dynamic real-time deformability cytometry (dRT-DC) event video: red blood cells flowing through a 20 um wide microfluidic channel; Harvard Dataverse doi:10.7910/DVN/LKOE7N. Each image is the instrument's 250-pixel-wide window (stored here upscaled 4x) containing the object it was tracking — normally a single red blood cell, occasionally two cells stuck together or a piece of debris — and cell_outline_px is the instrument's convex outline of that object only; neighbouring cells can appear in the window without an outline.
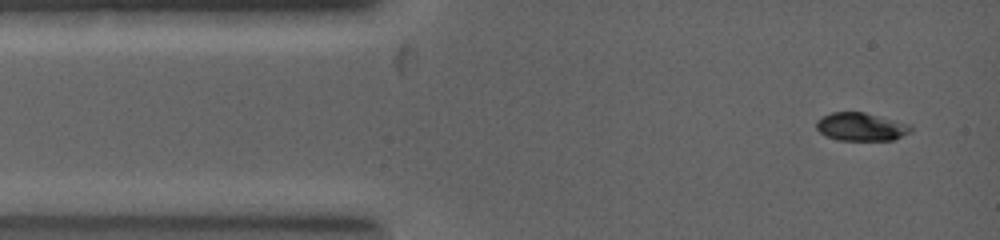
{"species": "common noctule bat (a hibernating species)", "species_latin": "Nyctalus noctula", "temperature_condition": "warm", "stored_images_in_passage": 6, "camera_frame_rate_fps": 5000, "um_per_image_px": 0.085, "animal": {"sex": "female", "body_mass_g": 19.0, "forearm_length_mm": 53.3}, "frame": {"image": 1, "passage_image": 1, "time_ms": 0.0, "image_size_px": [1000, 240], "cell_outline_px": [[912, 132], [892, 140], [836, 140], [824, 136], [816, 128], [816, 120], [820, 116], [832, 112], [864, 112], [912, 124]], "centroid_in_image_um": [73.18, 10.77], "position_along_channel_um": 11.8, "area_um2": 15.78}}
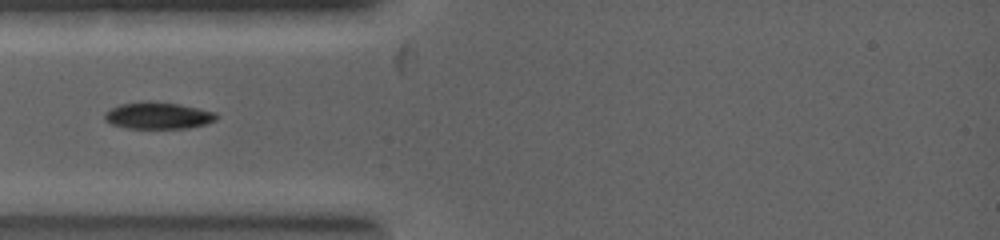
{"frame": {"image": 2, "passage_image": 4, "time_ms": 1.8, "image_size_px": [1000, 240], "cell_outline_px": [[220, 116], [216, 120], [204, 124], [188, 128], [128, 128], [112, 124], [104, 120], [104, 112], [120, 104], [144, 100], [148, 100], [180, 104], [216, 112]], "centroid_in_image_um": [13.44, 9.81], "position_along_channel_um": 71.6, "area_um2": 17.63}}